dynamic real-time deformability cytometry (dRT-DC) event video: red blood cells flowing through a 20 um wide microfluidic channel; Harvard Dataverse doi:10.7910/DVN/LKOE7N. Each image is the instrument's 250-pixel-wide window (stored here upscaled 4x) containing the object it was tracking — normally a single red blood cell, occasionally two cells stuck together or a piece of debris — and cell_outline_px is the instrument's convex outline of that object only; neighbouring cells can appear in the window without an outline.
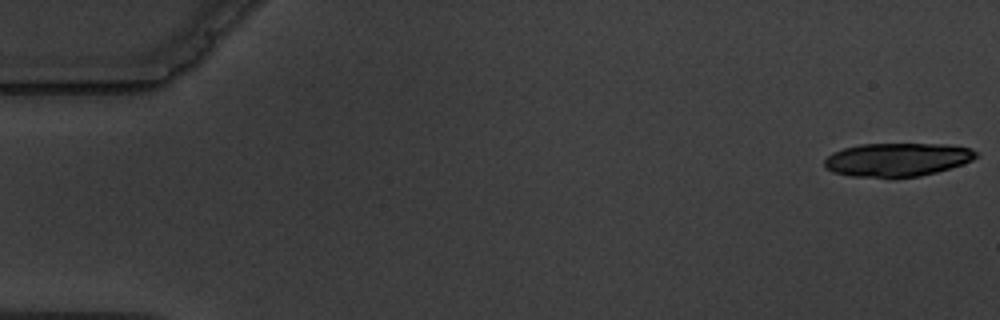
{"species": "common noctule bat (a hibernating species)", "species_latin": "Nyctalus noctula", "temperature_condition": "warm", "stored_images_in_passage": 7, "camera_frame_rate_fps": 3000, "um_per_image_px": 0.085, "animal": {"sex": "male", "body_mass_g": 19.5, "forearm_length_mm": 54.6}, "frame": {"image": 1, "passage_image": 1, "time_ms": 0.0, "image_size_px": [1000, 320], "cell_outline_px": [[980, 152], [972, 160], [936, 172], [920, 176], [852, 176], [832, 172], [824, 168], [824, 160], [832, 152], [844, 148], [860, 144], [948, 144], [972, 148]], "centroid_in_image_um": [76.26, 13.54], "position_along_channel_um": 8.7, "area_um2": 29.3}}
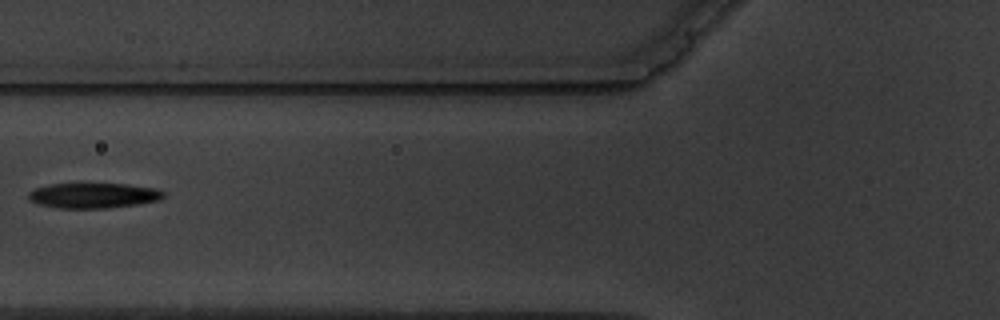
{"frame": {"image": 2, "passage_image": 7, "time_ms": 7.333, "image_size_px": [1000, 320], "cell_outline_px": [[164, 196], [160, 200], [136, 204], [108, 208], [56, 208], [36, 204], [28, 200], [28, 192], [36, 188], [52, 184], [128, 184], [156, 188], [164, 192]], "centroid_in_image_um": [7.92, 16.62], "position_along_channel_um": 117.9, "area_um2": 19.88}}